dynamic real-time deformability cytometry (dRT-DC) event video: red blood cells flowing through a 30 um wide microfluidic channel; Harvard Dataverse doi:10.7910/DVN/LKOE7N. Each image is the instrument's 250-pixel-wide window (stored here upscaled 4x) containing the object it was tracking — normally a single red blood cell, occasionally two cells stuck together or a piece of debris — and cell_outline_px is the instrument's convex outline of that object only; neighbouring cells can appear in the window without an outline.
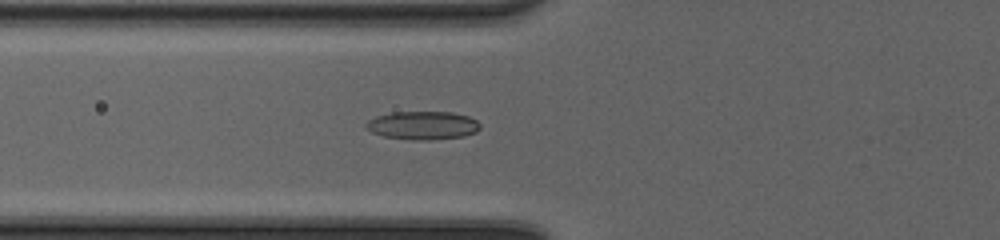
{"species": "common noctule bat (a hibernating species)", "species_latin": "Nyctalus noctula", "temperature_condition": "cold", "stored_images_in_passage": 53, "camera_frame_rate_fps": 3000, "um_per_image_px": 0.085, "animal": {"sex": "female", "body_mass_g": 20.0, "forearm_length_mm": 54.0}, "frame": {"image": 1, "passage_image": 23, "time_ms": 7.333, "image_size_px": [1000, 240], "cell_outline_px": [[480, 128], [476, 132], [464, 136], [428, 140], [412, 140], [384, 136], [372, 132], [364, 128], [364, 124], [368, 120], [376, 116], [392, 112], [452, 112], [468, 116], [476, 120], [480, 124]], "centroid_in_image_um": [35.91, 10.66], "position_along_channel_um": 89.9, "area_um2": 18.9}}
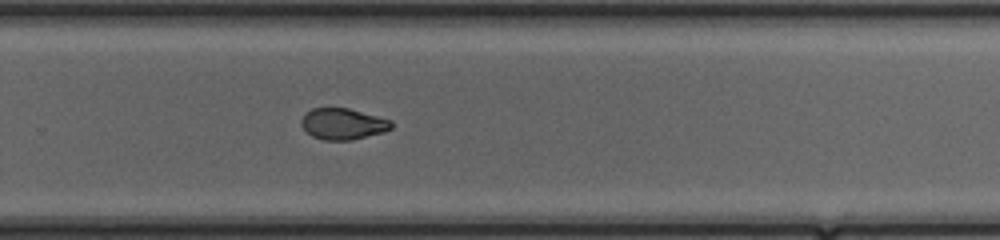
{"frame": {"image": 2, "passage_image": 38, "time_ms": 12.333, "image_size_px": [1000, 240], "cell_outline_px": [[392, 128], [384, 132], [352, 140], [324, 140], [312, 136], [300, 124], [300, 120], [304, 112], [312, 108], [348, 108], [392, 120]], "centroid_in_image_um": [29.13, 10.52], "position_along_channel_um": 300.7, "area_um2": 16.47}}
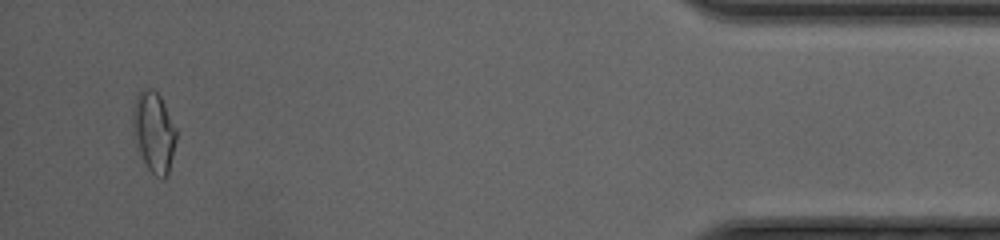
{"frame": {"image": 3, "passage_image": 51, "time_ms": 16.667, "image_size_px": [1000, 240], "cell_outline_px": [[176, 140], [168, 176], [160, 180], [148, 168], [136, 144], [132, 128], [132, 116], [136, 96], [144, 88], [152, 88], [160, 96], [176, 128]], "centroid_in_image_um": [13.08, 11.23], "position_along_channel_um": 422.1, "area_um2": 20.23}, "authors_computed_cell_mechanics": {"area_um2": 18.0336, "velocity_mm_per_s": 4.2109, "shape_relaxation_time_tau1_ms": 6.7978, "shape_relaxation_time_tau2_ms": 2.1318, "deformation_change_tau1": 0.1845, "deformation_change_tau2": 0.0672}}